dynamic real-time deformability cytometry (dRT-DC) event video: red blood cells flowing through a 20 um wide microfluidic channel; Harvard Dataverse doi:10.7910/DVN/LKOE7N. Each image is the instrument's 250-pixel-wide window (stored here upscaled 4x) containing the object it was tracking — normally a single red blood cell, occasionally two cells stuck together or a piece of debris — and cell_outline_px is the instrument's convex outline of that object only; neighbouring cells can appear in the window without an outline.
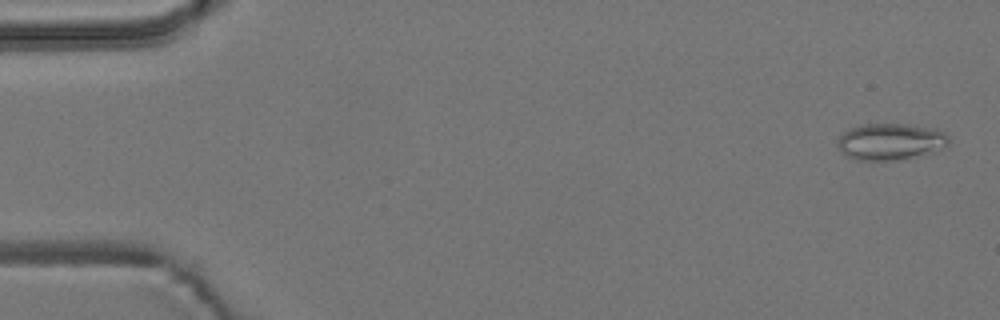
{"species": "common noctule bat (a hibernating species)", "species_latin": "Nyctalus noctula", "temperature_condition": "room temperature", "stored_images_in_passage": 42, "camera_frame_rate_fps": 3000, "um_per_image_px": 0.085, "animal": {"sex": "male", "body_mass_g": 19.2, "forearm_length_mm": 51.8}, "frame": {"image": 1, "passage_image": 2, "time_ms": 0.333, "image_size_px": [1000, 320], "cell_outline_px": [[948, 144], [932, 152], [888, 160], [856, 160], [840, 152], [836, 144], [840, 136], [848, 128], [864, 124], [904, 124], [936, 128], [944, 132], [948, 136]], "centroid_in_image_um": [75.63, 12.01], "position_along_channel_um": 9.4, "area_um2": 23.41}}
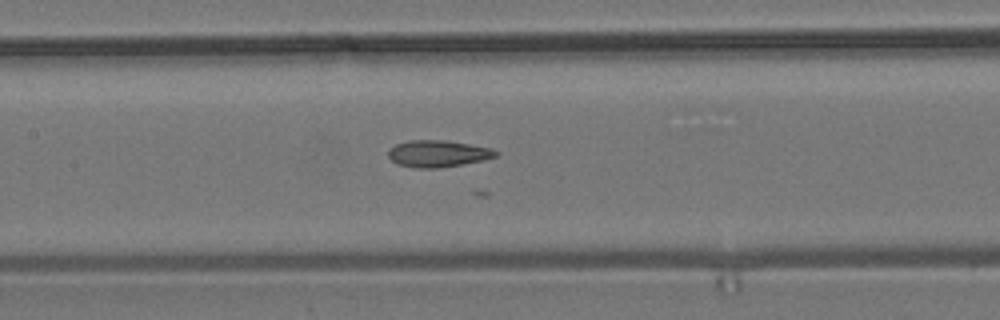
{"frame": {"image": 2, "passage_image": 26, "time_ms": 8.333, "image_size_px": [1000, 320], "cell_outline_px": [[500, 152], [496, 156], [484, 160], [440, 168], [416, 168], [396, 164], [388, 156], [388, 148], [396, 144], [408, 140], [448, 140], [492, 148]], "centroid_in_image_um": [37.22, 13.05], "position_along_channel_um": 170.2, "area_um2": 16.99}}
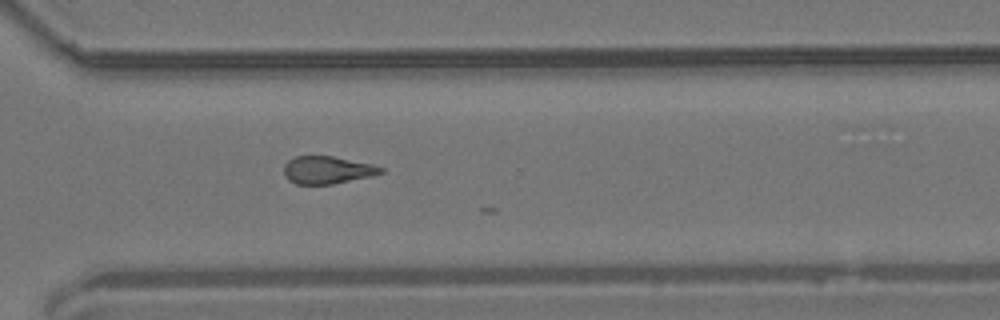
{"frame": {"image": 3, "passage_image": 40, "time_ms": 13.0, "image_size_px": [1000, 320], "cell_outline_px": [[384, 172], [372, 176], [332, 184], [296, 184], [288, 180], [284, 176], [284, 164], [292, 156], [332, 156], [372, 164], [384, 168]], "centroid_in_image_um": [27.79, 14.45], "position_along_channel_um": 342.8, "area_um2": 15.66}}